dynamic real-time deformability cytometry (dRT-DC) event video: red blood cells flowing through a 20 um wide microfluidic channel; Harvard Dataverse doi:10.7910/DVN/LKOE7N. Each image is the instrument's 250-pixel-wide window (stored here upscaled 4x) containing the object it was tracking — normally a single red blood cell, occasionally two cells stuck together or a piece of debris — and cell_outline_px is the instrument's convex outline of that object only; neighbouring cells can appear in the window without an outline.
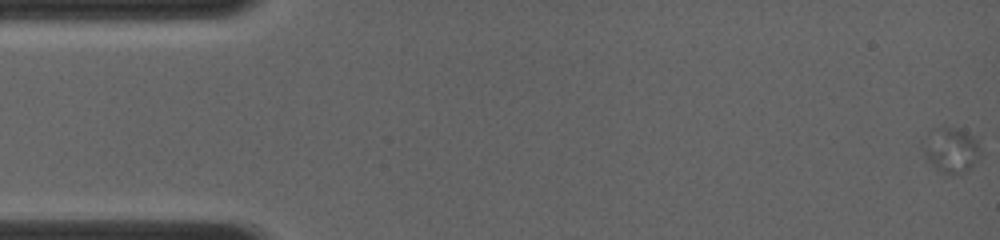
{"species": "common noctule bat (a hibernating species)", "species_latin": "Nyctalus noctula", "temperature_condition": "room temperature", "stored_images_in_passage": 17, "camera_frame_rate_fps": 4000, "um_per_image_px": 0.085, "animal": {"sex": "female", "body_mass_g": 19.0, "forearm_length_mm": 56.7}, "frame": {"image": 1, "passage_image": 1, "time_ms": 0.0, "image_size_px": [1000, 240], "cell_outline_px": [[980, 148], [976, 160], [964, 172], [944, 172], [936, 168], [924, 156], [924, 148], [928, 132], [932, 128], [952, 128], [964, 132], [972, 136], [976, 140]], "centroid_in_image_um": [80.81, 12.72], "position_along_channel_um": 4.2, "area_um2": 14.1}}